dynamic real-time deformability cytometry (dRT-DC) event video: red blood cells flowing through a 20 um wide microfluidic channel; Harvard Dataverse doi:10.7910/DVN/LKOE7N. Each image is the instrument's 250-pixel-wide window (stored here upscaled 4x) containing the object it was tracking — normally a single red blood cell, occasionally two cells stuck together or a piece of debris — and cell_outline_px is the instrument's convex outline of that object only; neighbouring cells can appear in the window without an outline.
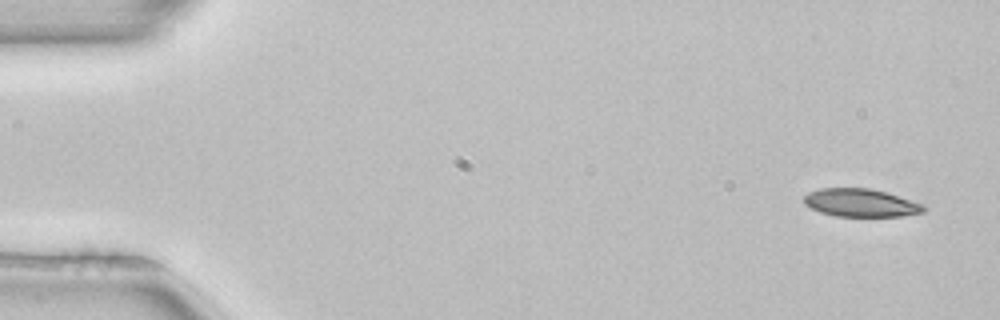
{"species": "common noctule bat (a hibernating species)", "species_latin": "Nyctalus noctula", "temperature_condition": "room temperature", "stored_images_in_passage": 3, "camera_frame_rate_fps": 3000, "um_per_image_px": 0.085, "animal": {"sex": "female", "body_mass_g": 22.7, "forearm_length_mm": 54.2}, "frame": {"image": 1, "passage_image": 1, "time_ms": 0.0, "image_size_px": [1000, 320], "cell_outline_px": [[928, 208], [924, 212], [904, 216], [836, 216], [820, 212], [804, 204], [804, 196], [808, 192], [820, 188], [872, 188], [924, 204]], "centroid_in_image_um": [73.18, 17.24], "position_along_channel_um": 11.8, "area_um2": 19.59}}